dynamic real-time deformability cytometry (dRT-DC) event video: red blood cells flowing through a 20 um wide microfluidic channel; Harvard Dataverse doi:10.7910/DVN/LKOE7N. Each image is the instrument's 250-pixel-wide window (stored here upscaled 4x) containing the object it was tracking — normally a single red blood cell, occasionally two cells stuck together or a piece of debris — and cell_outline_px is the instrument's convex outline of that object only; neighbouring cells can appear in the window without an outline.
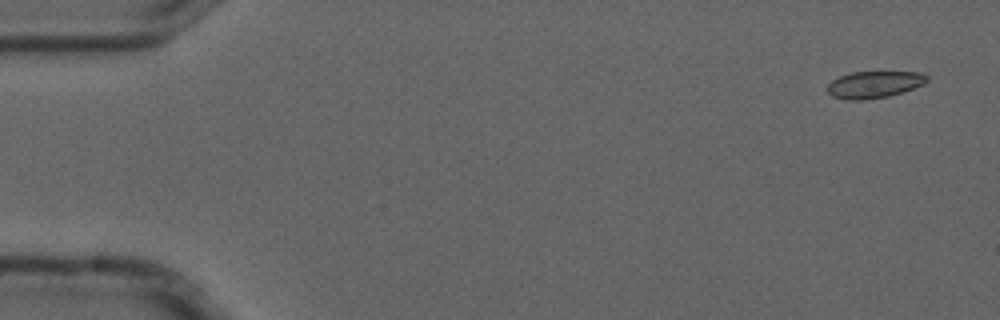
{"species": "common noctule bat (a hibernating species)", "species_latin": "Nyctalus noctula", "temperature_condition": "cold", "stored_images_in_passage": 5, "camera_frame_rate_fps": 3000, "um_per_image_px": 0.085, "animal": {"sex": "male", "forearm_length_mm": 52.5}, "frame": {"image": 1, "passage_image": 1, "time_ms": 0.0, "image_size_px": [1000, 320], "cell_outline_px": [[928, 80], [924, 84], [888, 96], [864, 100], [848, 100], [832, 96], [828, 92], [828, 84], [832, 80], [840, 76], [852, 72], [920, 72], [928, 76]], "centroid_in_image_um": [74.29, 7.18], "position_along_channel_um": 10.7, "area_um2": 15.43}}
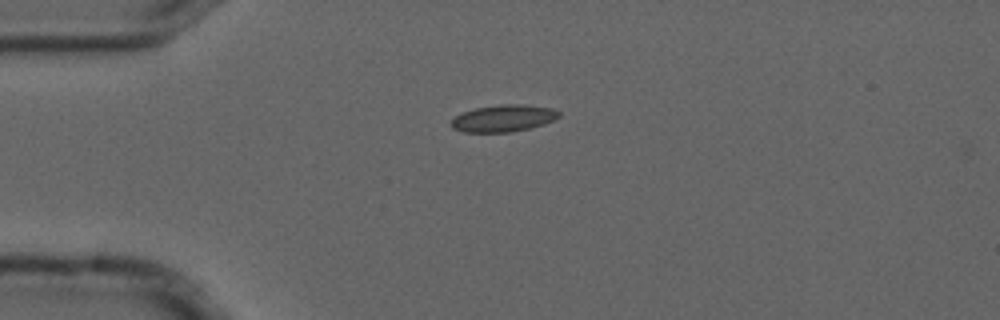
{"frame": {"image": 2, "passage_image": 4, "time_ms": 1.0, "image_size_px": [1000, 320], "cell_outline_px": [[560, 116], [544, 124], [512, 132], [464, 132], [452, 128], [448, 124], [456, 116], [464, 112], [476, 108], [500, 104], [524, 104], [552, 108], [560, 112]], "centroid_in_image_um": [42.78, 10.05], "position_along_channel_um": 42.2, "area_um2": 16.88}}